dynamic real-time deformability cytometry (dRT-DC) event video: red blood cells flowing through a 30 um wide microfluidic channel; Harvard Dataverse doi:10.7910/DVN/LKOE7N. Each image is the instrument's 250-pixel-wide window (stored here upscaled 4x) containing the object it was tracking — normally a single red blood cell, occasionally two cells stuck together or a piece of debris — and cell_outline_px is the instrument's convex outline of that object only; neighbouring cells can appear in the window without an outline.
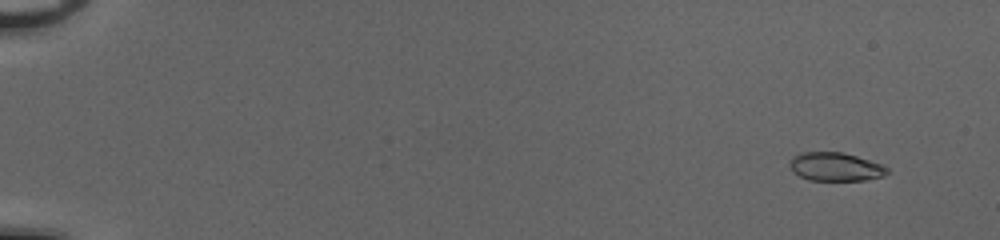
{"species": "common noctule bat (a hibernating species)", "species_latin": "Nyctalus noctula", "temperature_condition": "cold", "stored_images_in_passage": 54, "camera_frame_rate_fps": 3000, "um_per_image_px": 0.085, "animal": {"sex": "female", "body_mass_g": 20.0, "forearm_length_mm": 54.0}, "frame": {"image": 1, "passage_image": 5, "time_ms": 1.333, "image_size_px": [1000, 240], "cell_outline_px": [[892, 172], [884, 176], [864, 180], [808, 180], [792, 172], [788, 164], [792, 156], [800, 152], [844, 152], [880, 164], [888, 168]], "centroid_in_image_um": [70.99, 14.17], "position_along_channel_um": 14.0, "area_um2": 16.36}}
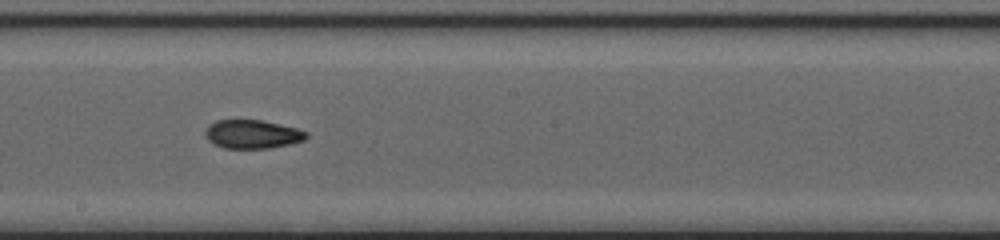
{"frame": {"image": 2, "passage_image": 33, "time_ms": 10.667, "image_size_px": [1000, 240], "cell_outline_px": [[308, 136], [304, 140], [292, 144], [268, 148], [224, 148], [212, 144], [204, 136], [204, 132], [208, 124], [216, 120], [260, 120], [296, 128], [308, 132]], "centroid_in_image_um": [21.41, 11.41], "position_along_channel_um": 226.8, "area_um2": 16.99}}
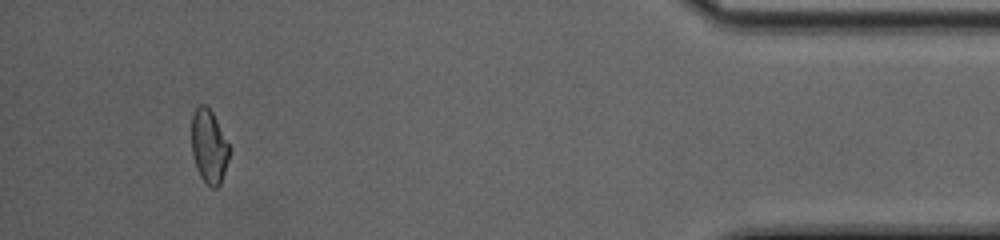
{"frame": {"image": 3, "passage_image": 51, "time_ms": 16.667, "image_size_px": [1000, 240], "cell_outline_px": [[228, 160], [220, 184], [216, 188], [212, 188], [200, 176], [196, 168], [192, 152], [192, 116], [196, 108], [200, 104], [204, 104], [212, 112], [228, 144]], "centroid_in_image_um": [17.74, 12.45], "position_along_channel_um": 417.5, "area_um2": 15.78}, "authors_computed_cell_mechanics": {"area_um2": 16.9643, "velocity_mm_per_s": 4.0794, "shape_relaxation_time_tau1_ms": null, "shape_relaxation_time_tau2_ms": 2.256, "deformation_change_tau1": null, "deformation_change_tau2": 0.0787}}